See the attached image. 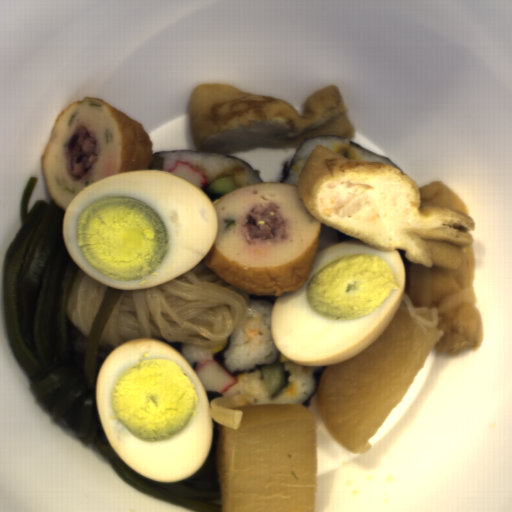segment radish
I'll use <instances>...</instances> for the list:
<instances>
[{
  "label": "radish",
  "mask_w": 512,
  "mask_h": 512,
  "mask_svg": "<svg viewBox=\"0 0 512 512\" xmlns=\"http://www.w3.org/2000/svg\"><path fill=\"white\" fill-rule=\"evenodd\" d=\"M420 326L402 299L386 330L367 348L340 364L326 366L316 399L323 426L353 454L371 449L390 412L405 398L432 348L445 331Z\"/></svg>",
  "instance_id": "1f323893"
}]
</instances>
